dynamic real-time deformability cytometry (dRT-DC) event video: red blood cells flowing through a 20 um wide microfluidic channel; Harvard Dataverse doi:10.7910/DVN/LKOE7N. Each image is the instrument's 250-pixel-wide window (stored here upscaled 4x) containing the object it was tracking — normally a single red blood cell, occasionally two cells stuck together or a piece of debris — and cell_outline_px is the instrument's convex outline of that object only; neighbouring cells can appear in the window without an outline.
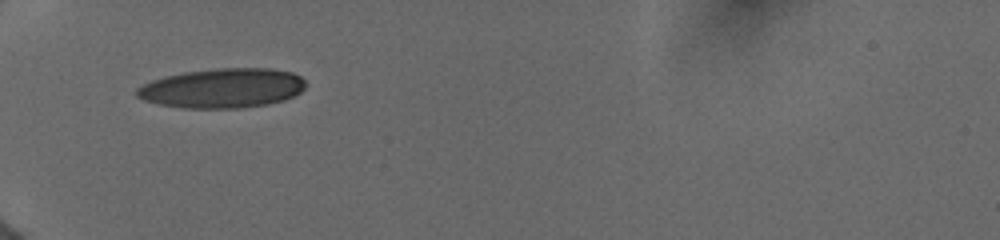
{"species": "human", "species_latin": "Homo sapiens", "temperature_condition": "cold", "stored_images_in_passage": 49, "camera_frame_rate_fps": 3000, "um_per_image_px": 0.085, "donor": {"sex": "female"}, "frame": {"image": 1, "passage_image": 1, "time_ms": 0.0, "image_size_px": [1000, 240], "cell_outline_px": [[308, 84], [300, 92], [284, 100], [268, 104], [240, 108], [184, 108], [160, 104], [144, 100], [136, 96], [136, 88], [152, 80], [164, 76], [184, 72], [216, 68], [272, 68], [292, 72], [300, 76]], "centroid_in_image_um": [18.92, 7.49], "position_along_channel_um": 66.1, "area_um2": 39.07}}
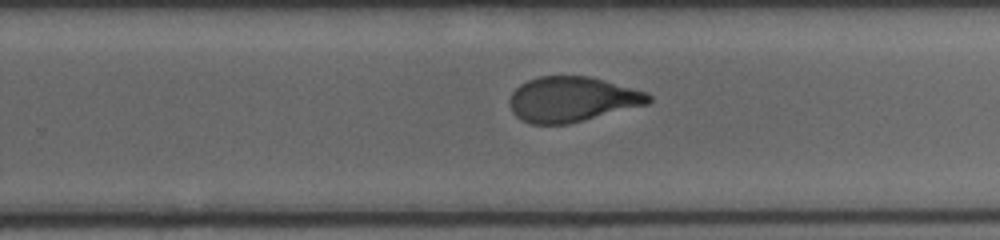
{"frame": {"image": 2, "passage_image": 26, "time_ms": 5.667, "image_size_px": [1000, 240], "cell_outline_px": [[652, 100], [648, 104], [568, 124], [528, 124], [520, 120], [512, 112], [508, 100], [512, 92], [520, 84], [528, 80], [540, 76], [588, 76], [604, 80], [648, 92], [652, 96]], "centroid_in_image_um": [48.61, 8.44], "position_along_channel_um": 281.2, "area_um2": 36.7}}
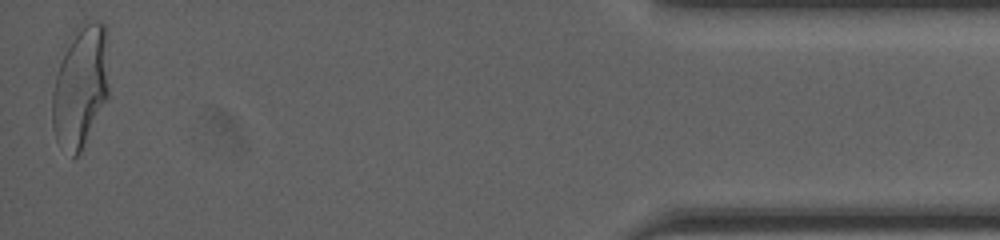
{"frame": {"image": 3, "passage_image": 49, "time_ms": 11.0, "image_size_px": [1000, 240], "cell_outline_px": [[108, 96], [80, 152], [76, 156], [72, 156], [56, 140], [52, 128], [52, 92], [56, 76], [72, 28], [76, 24], [96, 20], [104, 24], [108, 32]], "centroid_in_image_um": [6.85, 7.25], "position_along_channel_um": 428.4, "area_um2": 40.58}, "authors_computed_cell_mechanics": {"area_um2": 37.7434, "velocity_mm_per_s": 3.985, "shape_relaxation_time_tau1_ms": 6.3113, "shape_relaxation_time_tau2_ms": 0.9461, "deformation_change_tau1": 0.2234, "deformation_change_tau2": 0.0675}}